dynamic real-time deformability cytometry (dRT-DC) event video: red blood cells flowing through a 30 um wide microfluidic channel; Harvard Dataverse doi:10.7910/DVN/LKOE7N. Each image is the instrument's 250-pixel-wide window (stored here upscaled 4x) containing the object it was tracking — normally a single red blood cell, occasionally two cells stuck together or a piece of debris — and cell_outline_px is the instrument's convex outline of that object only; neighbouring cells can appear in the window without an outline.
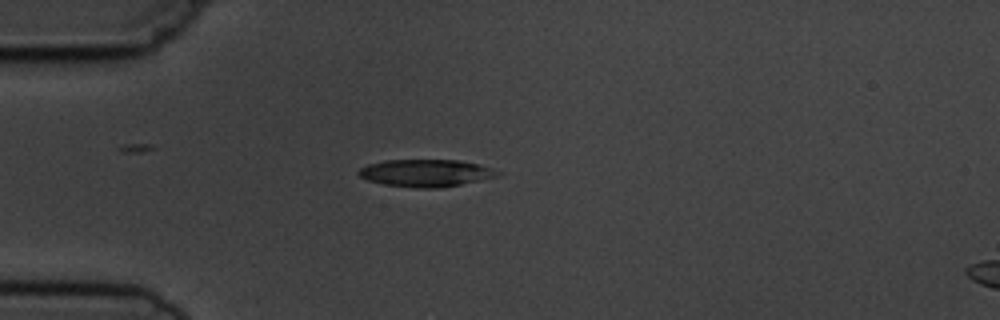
{"species": "common noctule bat (a hibernating species)", "species_latin": "Nyctalus noctula", "temperature_condition": "cold", "stored_images_in_passage": 6, "camera_frame_rate_fps": 3000, "um_per_image_px": 0.085, "animal": {"sex": "male", "body_mass_g": 19.5, "forearm_length_mm": 54.6}, "frame": {"image": 1, "passage_image": 5, "time_ms": 4.667, "image_size_px": [1000, 320], "cell_outline_px": [[504, 172], [500, 176], [440, 188], [416, 188], [380, 184], [368, 180], [360, 176], [356, 172], [360, 168], [368, 164], [384, 160], [460, 160], [480, 164]], "centroid_in_image_um": [36.22, 14.7], "position_along_channel_um": 48.8, "area_um2": 22.37}}